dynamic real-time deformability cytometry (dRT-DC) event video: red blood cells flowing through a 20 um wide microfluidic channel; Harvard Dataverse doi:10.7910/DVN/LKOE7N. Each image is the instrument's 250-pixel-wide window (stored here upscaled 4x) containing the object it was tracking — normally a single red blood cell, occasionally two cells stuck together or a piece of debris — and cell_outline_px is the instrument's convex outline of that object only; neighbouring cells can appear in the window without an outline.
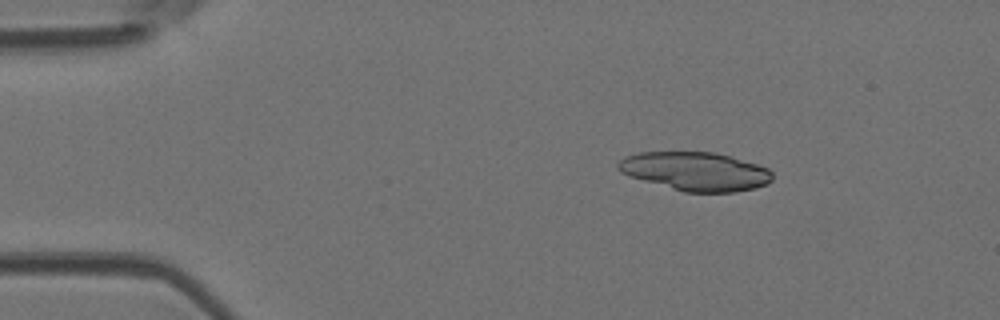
{"species": "Egyptian fruit bat (a non-hibernating species)", "species_latin": "Rousettus aegyptiacus", "temperature_condition": "room temperature", "stored_images_in_passage": 4, "camera_frame_rate_fps": 3000, "um_per_image_px": 0.085, "animal": {"sex": "female"}, "frame": {"image": 1, "passage_image": 2, "time_ms": 0.333, "image_size_px": [1000, 320], "cell_outline_px": [[772, 180], [756, 188], [736, 192], [684, 192], [628, 176], [620, 172], [616, 168], [616, 164], [624, 156], [640, 152], [716, 152], [756, 164], [768, 168], [772, 172]], "centroid_in_image_um": [59.08, 14.56], "position_along_channel_um": 25.9, "area_um2": 34.8}}
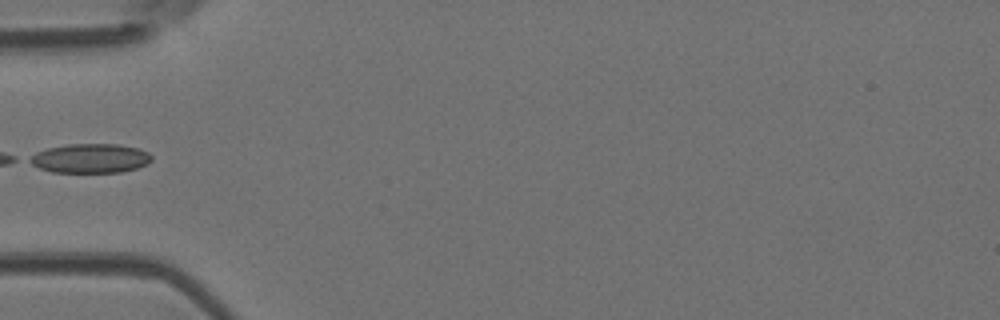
{"frame": {"image": 2, "passage_image": 4, "time_ms": 1.0, "image_size_px": [1000, 320], "cell_outline_px": [[152, 160], [148, 164], [136, 168], [120, 172], [52, 172], [40, 168], [24, 160], [28, 156], [36, 152], [48, 148], [68, 144], [116, 144], [136, 148], [148, 152], [152, 156]], "centroid_in_image_um": [7.63, 13.46], "position_along_channel_um": 77.4, "area_um2": 20.87}}